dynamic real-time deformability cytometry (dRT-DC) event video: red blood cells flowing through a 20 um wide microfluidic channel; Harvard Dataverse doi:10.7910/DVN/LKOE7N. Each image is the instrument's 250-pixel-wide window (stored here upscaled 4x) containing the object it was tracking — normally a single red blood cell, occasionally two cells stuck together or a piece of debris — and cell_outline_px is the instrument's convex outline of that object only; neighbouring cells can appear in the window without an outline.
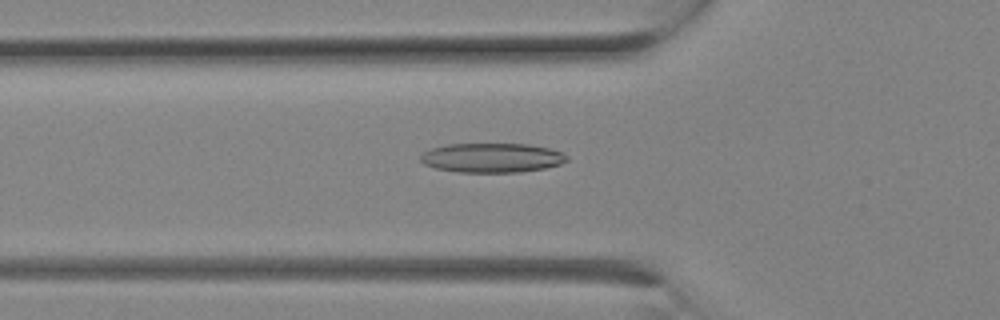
{"species": "Egyptian fruit bat (a non-hibernating species)", "species_latin": "Rousettus aegyptiacus", "temperature_condition": "room temperature", "stored_images_in_passage": 6, "camera_frame_rate_fps": 3000, "um_per_image_px": 0.085, "animal": {"sex": "female"}, "frame": {"image": 1, "passage_image": 4, "time_ms": 1.0, "image_size_px": [1000, 320], "cell_outline_px": [[568, 160], [560, 164], [544, 168], [520, 172], [456, 172], [436, 168], [424, 164], [420, 160], [420, 156], [424, 152], [432, 148], [448, 144], [528, 144], [548, 148], [564, 152], [568, 156]], "centroid_in_image_um": [41.83, 13.41], "position_along_channel_um": 84.0, "area_um2": 25.09}}
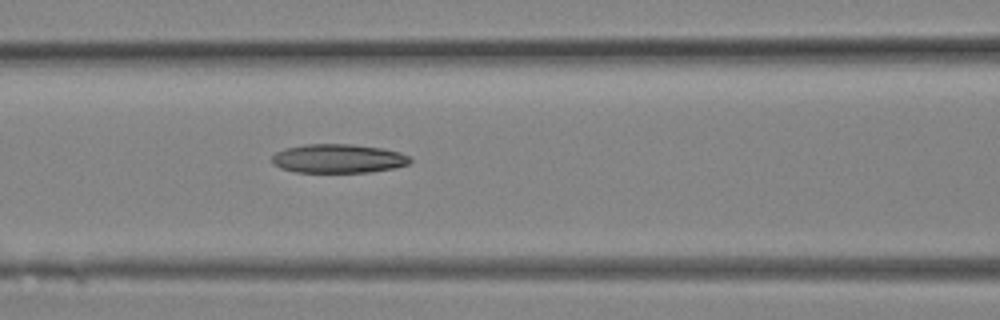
{"frame": {"image": 2, "passage_image": 6, "time_ms": 1.667, "image_size_px": [1000, 320], "cell_outline_px": [[412, 160], [408, 164], [392, 168], [372, 172], [296, 172], [280, 168], [272, 164], [272, 156], [276, 152], [284, 148], [308, 144], [352, 144], [380, 148], [400, 152], [408, 156]], "centroid_in_image_um": [28.72, 13.48], "position_along_channel_um": 137.9, "area_um2": 23.24}}